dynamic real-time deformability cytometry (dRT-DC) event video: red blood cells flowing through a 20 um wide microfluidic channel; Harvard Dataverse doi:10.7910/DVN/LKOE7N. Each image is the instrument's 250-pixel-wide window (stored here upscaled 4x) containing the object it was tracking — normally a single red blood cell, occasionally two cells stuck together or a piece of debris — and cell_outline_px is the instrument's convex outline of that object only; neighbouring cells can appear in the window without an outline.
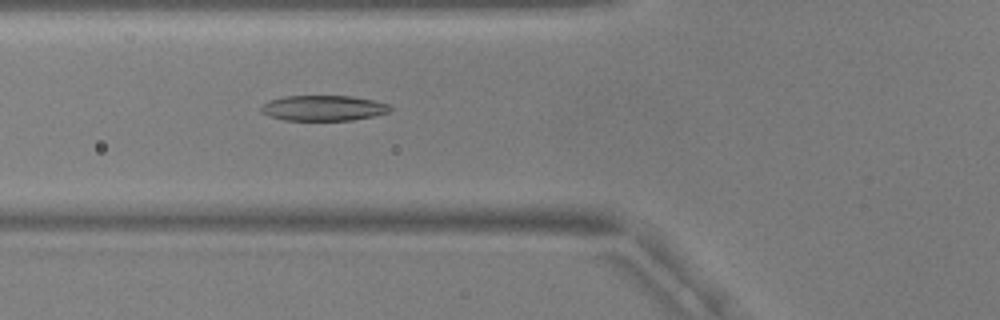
{"species": "common noctule bat (a hibernating species)", "species_latin": "Nyctalus noctula", "temperature_condition": "warm", "stored_images_in_passage": 30, "camera_frame_rate_fps": 3000, "um_per_image_px": 0.085, "animal": {"sex": "male", "body_mass_g": 17.9, "forearm_length_mm": 54.2}, "frame": {"image": 1, "passage_image": 7, "time_ms": 2.0, "image_size_px": [1000, 320], "cell_outline_px": [[392, 108], [388, 112], [376, 116], [352, 120], [284, 120], [260, 112], [260, 108], [268, 100], [284, 96], [352, 96], [372, 100], [388, 104]], "centroid_in_image_um": [27.49, 9.18], "position_along_channel_um": 98.3, "area_um2": 19.07}}
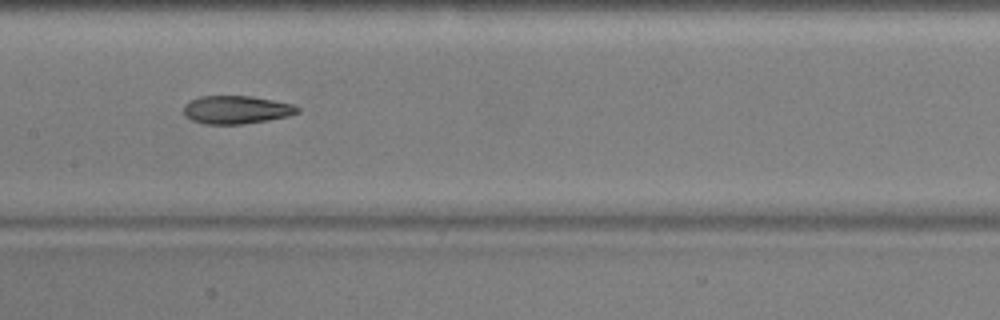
{"frame": {"image": 2, "passage_image": 14, "time_ms": 4.333, "image_size_px": [1000, 320], "cell_outline_px": [[300, 112], [288, 116], [268, 120], [240, 124], [204, 124], [192, 120], [184, 112], [184, 104], [200, 96], [252, 96], [292, 104], [300, 108]], "centroid_in_image_um": [20.11, 9.32], "position_along_channel_um": 187.3, "area_um2": 18.5}}
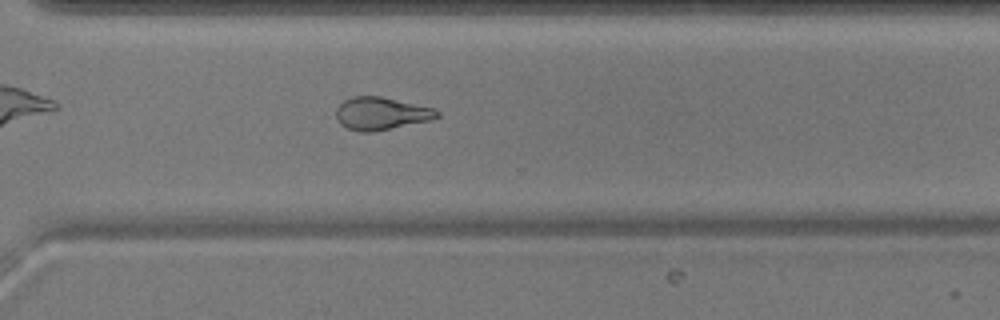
{"frame": {"image": 3, "passage_image": 26, "time_ms": 8.333, "image_size_px": [1000, 320], "cell_outline_px": [[440, 116], [428, 120], [372, 132], [360, 132], [348, 128], [340, 124], [336, 116], [336, 108], [344, 100], [352, 96], [380, 96], [436, 108], [440, 112]], "centroid_in_image_um": [32.39, 9.63], "position_along_channel_um": 338.2, "area_um2": 19.13}, "authors_computed_cell_mechanics": {"area_um2": 18.9006, "velocity_mm_per_s": 3.7806, "shape_relaxation_time_tau1_ms": 7.3908, "shape_relaxation_time_tau2_ms": 2.8308, "deformation_change_tau1": 0.2361, "deformation_change_tau2": 0.1164}}